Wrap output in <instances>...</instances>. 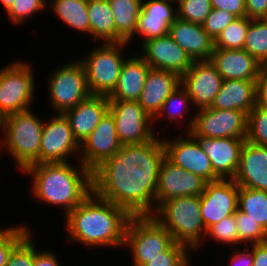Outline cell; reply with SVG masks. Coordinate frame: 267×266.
<instances>
[{
	"mask_svg": "<svg viewBox=\"0 0 267 266\" xmlns=\"http://www.w3.org/2000/svg\"><path fill=\"white\" fill-rule=\"evenodd\" d=\"M238 228L239 243L245 246L267 241V232L239 209L234 214Z\"/></svg>",
	"mask_w": 267,
	"mask_h": 266,
	"instance_id": "obj_36",
	"label": "cell"
},
{
	"mask_svg": "<svg viewBox=\"0 0 267 266\" xmlns=\"http://www.w3.org/2000/svg\"><path fill=\"white\" fill-rule=\"evenodd\" d=\"M174 242L153 216H132L125 232L124 248L131 250L132 266H143Z\"/></svg>",
	"mask_w": 267,
	"mask_h": 266,
	"instance_id": "obj_7",
	"label": "cell"
},
{
	"mask_svg": "<svg viewBox=\"0 0 267 266\" xmlns=\"http://www.w3.org/2000/svg\"><path fill=\"white\" fill-rule=\"evenodd\" d=\"M257 98L256 104L267 110V67H264L256 82Z\"/></svg>",
	"mask_w": 267,
	"mask_h": 266,
	"instance_id": "obj_47",
	"label": "cell"
},
{
	"mask_svg": "<svg viewBox=\"0 0 267 266\" xmlns=\"http://www.w3.org/2000/svg\"><path fill=\"white\" fill-rule=\"evenodd\" d=\"M190 253H188L178 264H176L175 266H191L190 264Z\"/></svg>",
	"mask_w": 267,
	"mask_h": 266,
	"instance_id": "obj_50",
	"label": "cell"
},
{
	"mask_svg": "<svg viewBox=\"0 0 267 266\" xmlns=\"http://www.w3.org/2000/svg\"><path fill=\"white\" fill-rule=\"evenodd\" d=\"M174 8L177 5L166 0H144L134 37L142 36L143 44L168 35L170 25L177 19V9Z\"/></svg>",
	"mask_w": 267,
	"mask_h": 266,
	"instance_id": "obj_20",
	"label": "cell"
},
{
	"mask_svg": "<svg viewBox=\"0 0 267 266\" xmlns=\"http://www.w3.org/2000/svg\"><path fill=\"white\" fill-rule=\"evenodd\" d=\"M54 115L43 124L39 163L69 162L72 153L76 158L80 154V145L72 134L68 119L64 114Z\"/></svg>",
	"mask_w": 267,
	"mask_h": 266,
	"instance_id": "obj_12",
	"label": "cell"
},
{
	"mask_svg": "<svg viewBox=\"0 0 267 266\" xmlns=\"http://www.w3.org/2000/svg\"><path fill=\"white\" fill-rule=\"evenodd\" d=\"M183 137L169 140L166 137L161 139L165 149V157L184 170L198 175L206 182H213L221 179L214 171L210 159L202 150L197 140L189 133L185 132ZM166 138V139H165Z\"/></svg>",
	"mask_w": 267,
	"mask_h": 266,
	"instance_id": "obj_13",
	"label": "cell"
},
{
	"mask_svg": "<svg viewBox=\"0 0 267 266\" xmlns=\"http://www.w3.org/2000/svg\"><path fill=\"white\" fill-rule=\"evenodd\" d=\"M238 209L267 232V191L239 187Z\"/></svg>",
	"mask_w": 267,
	"mask_h": 266,
	"instance_id": "obj_31",
	"label": "cell"
},
{
	"mask_svg": "<svg viewBox=\"0 0 267 266\" xmlns=\"http://www.w3.org/2000/svg\"><path fill=\"white\" fill-rule=\"evenodd\" d=\"M30 232L27 225L0 228V266H6L12 249Z\"/></svg>",
	"mask_w": 267,
	"mask_h": 266,
	"instance_id": "obj_40",
	"label": "cell"
},
{
	"mask_svg": "<svg viewBox=\"0 0 267 266\" xmlns=\"http://www.w3.org/2000/svg\"><path fill=\"white\" fill-rule=\"evenodd\" d=\"M230 258L229 266H252L254 262L252 245L245 246L243 250L234 247L233 256Z\"/></svg>",
	"mask_w": 267,
	"mask_h": 266,
	"instance_id": "obj_45",
	"label": "cell"
},
{
	"mask_svg": "<svg viewBox=\"0 0 267 266\" xmlns=\"http://www.w3.org/2000/svg\"><path fill=\"white\" fill-rule=\"evenodd\" d=\"M108 111V97L90 95L77 106L64 113L70 123L72 134L79 145L91 134Z\"/></svg>",
	"mask_w": 267,
	"mask_h": 266,
	"instance_id": "obj_24",
	"label": "cell"
},
{
	"mask_svg": "<svg viewBox=\"0 0 267 266\" xmlns=\"http://www.w3.org/2000/svg\"><path fill=\"white\" fill-rule=\"evenodd\" d=\"M222 82V76L210 60L194 61L181 77V85L187 90L192 107H197V110L212 106Z\"/></svg>",
	"mask_w": 267,
	"mask_h": 266,
	"instance_id": "obj_17",
	"label": "cell"
},
{
	"mask_svg": "<svg viewBox=\"0 0 267 266\" xmlns=\"http://www.w3.org/2000/svg\"><path fill=\"white\" fill-rule=\"evenodd\" d=\"M43 124L31 109L4 116L0 121L1 133L4 132L0 137V153H9L21 171L39 164Z\"/></svg>",
	"mask_w": 267,
	"mask_h": 266,
	"instance_id": "obj_4",
	"label": "cell"
},
{
	"mask_svg": "<svg viewBox=\"0 0 267 266\" xmlns=\"http://www.w3.org/2000/svg\"><path fill=\"white\" fill-rule=\"evenodd\" d=\"M109 112L122 145L146 143L156 136L153 119L138 101L109 100Z\"/></svg>",
	"mask_w": 267,
	"mask_h": 266,
	"instance_id": "obj_11",
	"label": "cell"
},
{
	"mask_svg": "<svg viewBox=\"0 0 267 266\" xmlns=\"http://www.w3.org/2000/svg\"><path fill=\"white\" fill-rule=\"evenodd\" d=\"M121 147L115 120L108 111L91 134L80 144L78 161L93 171L102 162L113 157Z\"/></svg>",
	"mask_w": 267,
	"mask_h": 266,
	"instance_id": "obj_15",
	"label": "cell"
},
{
	"mask_svg": "<svg viewBox=\"0 0 267 266\" xmlns=\"http://www.w3.org/2000/svg\"><path fill=\"white\" fill-rule=\"evenodd\" d=\"M191 250L184 244L173 242L159 256L151 259L143 266H175L178 264Z\"/></svg>",
	"mask_w": 267,
	"mask_h": 266,
	"instance_id": "obj_43",
	"label": "cell"
},
{
	"mask_svg": "<svg viewBox=\"0 0 267 266\" xmlns=\"http://www.w3.org/2000/svg\"><path fill=\"white\" fill-rule=\"evenodd\" d=\"M189 118L186 130L192 136L206 138L236 137L246 138L247 114L239 110L204 108L195 110Z\"/></svg>",
	"mask_w": 267,
	"mask_h": 266,
	"instance_id": "obj_10",
	"label": "cell"
},
{
	"mask_svg": "<svg viewBox=\"0 0 267 266\" xmlns=\"http://www.w3.org/2000/svg\"><path fill=\"white\" fill-rule=\"evenodd\" d=\"M190 104L192 105V100L189 97L187 90L180 85L164 101L160 112L153 119V126L156 125L155 123H157V120L159 121L162 116L169 117L167 119L171 122V124L172 122L175 124V121H177L178 124L181 116L185 117L187 112L191 110L189 109ZM159 116H161V118Z\"/></svg>",
	"mask_w": 267,
	"mask_h": 266,
	"instance_id": "obj_33",
	"label": "cell"
},
{
	"mask_svg": "<svg viewBox=\"0 0 267 266\" xmlns=\"http://www.w3.org/2000/svg\"><path fill=\"white\" fill-rule=\"evenodd\" d=\"M246 141L267 147V110L257 104L247 114Z\"/></svg>",
	"mask_w": 267,
	"mask_h": 266,
	"instance_id": "obj_35",
	"label": "cell"
},
{
	"mask_svg": "<svg viewBox=\"0 0 267 266\" xmlns=\"http://www.w3.org/2000/svg\"><path fill=\"white\" fill-rule=\"evenodd\" d=\"M166 1L172 2V3L177 5L181 0H166Z\"/></svg>",
	"mask_w": 267,
	"mask_h": 266,
	"instance_id": "obj_52",
	"label": "cell"
},
{
	"mask_svg": "<svg viewBox=\"0 0 267 266\" xmlns=\"http://www.w3.org/2000/svg\"><path fill=\"white\" fill-rule=\"evenodd\" d=\"M257 81L223 80L211 108L239 110L246 114L256 105Z\"/></svg>",
	"mask_w": 267,
	"mask_h": 266,
	"instance_id": "obj_27",
	"label": "cell"
},
{
	"mask_svg": "<svg viewBox=\"0 0 267 266\" xmlns=\"http://www.w3.org/2000/svg\"><path fill=\"white\" fill-rule=\"evenodd\" d=\"M177 6V18L201 25L213 9L210 0H181Z\"/></svg>",
	"mask_w": 267,
	"mask_h": 266,
	"instance_id": "obj_38",
	"label": "cell"
},
{
	"mask_svg": "<svg viewBox=\"0 0 267 266\" xmlns=\"http://www.w3.org/2000/svg\"><path fill=\"white\" fill-rule=\"evenodd\" d=\"M45 8H49L47 0H14L6 14L9 16L10 22L22 25L34 13L44 11Z\"/></svg>",
	"mask_w": 267,
	"mask_h": 266,
	"instance_id": "obj_39",
	"label": "cell"
},
{
	"mask_svg": "<svg viewBox=\"0 0 267 266\" xmlns=\"http://www.w3.org/2000/svg\"><path fill=\"white\" fill-rule=\"evenodd\" d=\"M254 262L252 266H267V241L252 245Z\"/></svg>",
	"mask_w": 267,
	"mask_h": 266,
	"instance_id": "obj_49",
	"label": "cell"
},
{
	"mask_svg": "<svg viewBox=\"0 0 267 266\" xmlns=\"http://www.w3.org/2000/svg\"><path fill=\"white\" fill-rule=\"evenodd\" d=\"M236 18L235 15L224 10L212 9L208 17L202 23V27L214 41Z\"/></svg>",
	"mask_w": 267,
	"mask_h": 266,
	"instance_id": "obj_42",
	"label": "cell"
},
{
	"mask_svg": "<svg viewBox=\"0 0 267 266\" xmlns=\"http://www.w3.org/2000/svg\"><path fill=\"white\" fill-rule=\"evenodd\" d=\"M71 241L85 246L122 247L127 224L132 217L124 208L103 200L93 192L64 216Z\"/></svg>",
	"mask_w": 267,
	"mask_h": 266,
	"instance_id": "obj_2",
	"label": "cell"
},
{
	"mask_svg": "<svg viewBox=\"0 0 267 266\" xmlns=\"http://www.w3.org/2000/svg\"><path fill=\"white\" fill-rule=\"evenodd\" d=\"M131 56L125 59L116 88L108 97L109 100H139L151 67L139 54Z\"/></svg>",
	"mask_w": 267,
	"mask_h": 266,
	"instance_id": "obj_26",
	"label": "cell"
},
{
	"mask_svg": "<svg viewBox=\"0 0 267 266\" xmlns=\"http://www.w3.org/2000/svg\"><path fill=\"white\" fill-rule=\"evenodd\" d=\"M246 17L267 19V0H246Z\"/></svg>",
	"mask_w": 267,
	"mask_h": 266,
	"instance_id": "obj_46",
	"label": "cell"
},
{
	"mask_svg": "<svg viewBox=\"0 0 267 266\" xmlns=\"http://www.w3.org/2000/svg\"><path fill=\"white\" fill-rule=\"evenodd\" d=\"M77 163L76 167L69 162L31 164L22 172L32 177L35 199L62 206L66 216L93 192L92 171Z\"/></svg>",
	"mask_w": 267,
	"mask_h": 266,
	"instance_id": "obj_3",
	"label": "cell"
},
{
	"mask_svg": "<svg viewBox=\"0 0 267 266\" xmlns=\"http://www.w3.org/2000/svg\"><path fill=\"white\" fill-rule=\"evenodd\" d=\"M243 49L263 67H267V19L251 20Z\"/></svg>",
	"mask_w": 267,
	"mask_h": 266,
	"instance_id": "obj_32",
	"label": "cell"
},
{
	"mask_svg": "<svg viewBox=\"0 0 267 266\" xmlns=\"http://www.w3.org/2000/svg\"><path fill=\"white\" fill-rule=\"evenodd\" d=\"M88 0H47L50 8L64 24L90 37Z\"/></svg>",
	"mask_w": 267,
	"mask_h": 266,
	"instance_id": "obj_30",
	"label": "cell"
},
{
	"mask_svg": "<svg viewBox=\"0 0 267 266\" xmlns=\"http://www.w3.org/2000/svg\"><path fill=\"white\" fill-rule=\"evenodd\" d=\"M32 64L15 60L0 69V120L7 115L31 109L36 91Z\"/></svg>",
	"mask_w": 267,
	"mask_h": 266,
	"instance_id": "obj_8",
	"label": "cell"
},
{
	"mask_svg": "<svg viewBox=\"0 0 267 266\" xmlns=\"http://www.w3.org/2000/svg\"><path fill=\"white\" fill-rule=\"evenodd\" d=\"M239 186L233 179L206 182L200 195V214L206 230L238 209Z\"/></svg>",
	"mask_w": 267,
	"mask_h": 266,
	"instance_id": "obj_14",
	"label": "cell"
},
{
	"mask_svg": "<svg viewBox=\"0 0 267 266\" xmlns=\"http://www.w3.org/2000/svg\"><path fill=\"white\" fill-rule=\"evenodd\" d=\"M165 149L161 138L122 145L92 171L93 193L124 208L131 216H152Z\"/></svg>",
	"mask_w": 267,
	"mask_h": 266,
	"instance_id": "obj_1",
	"label": "cell"
},
{
	"mask_svg": "<svg viewBox=\"0 0 267 266\" xmlns=\"http://www.w3.org/2000/svg\"><path fill=\"white\" fill-rule=\"evenodd\" d=\"M168 34L188 53L193 61L211 59L214 41L201 24L183 21L177 18L170 25Z\"/></svg>",
	"mask_w": 267,
	"mask_h": 266,
	"instance_id": "obj_25",
	"label": "cell"
},
{
	"mask_svg": "<svg viewBox=\"0 0 267 266\" xmlns=\"http://www.w3.org/2000/svg\"><path fill=\"white\" fill-rule=\"evenodd\" d=\"M251 20L248 17L236 18L214 40V49H243Z\"/></svg>",
	"mask_w": 267,
	"mask_h": 266,
	"instance_id": "obj_34",
	"label": "cell"
},
{
	"mask_svg": "<svg viewBox=\"0 0 267 266\" xmlns=\"http://www.w3.org/2000/svg\"><path fill=\"white\" fill-rule=\"evenodd\" d=\"M115 21V42H133L143 0H108Z\"/></svg>",
	"mask_w": 267,
	"mask_h": 266,
	"instance_id": "obj_28",
	"label": "cell"
},
{
	"mask_svg": "<svg viewBox=\"0 0 267 266\" xmlns=\"http://www.w3.org/2000/svg\"><path fill=\"white\" fill-rule=\"evenodd\" d=\"M207 236L214 239L215 242L222 244H228V246H240L238 240V228L236 219L233 215L223 218L220 222L213 224L207 229Z\"/></svg>",
	"mask_w": 267,
	"mask_h": 266,
	"instance_id": "obj_37",
	"label": "cell"
},
{
	"mask_svg": "<svg viewBox=\"0 0 267 266\" xmlns=\"http://www.w3.org/2000/svg\"><path fill=\"white\" fill-rule=\"evenodd\" d=\"M213 9H221L235 15L246 17V0H210Z\"/></svg>",
	"mask_w": 267,
	"mask_h": 266,
	"instance_id": "obj_44",
	"label": "cell"
},
{
	"mask_svg": "<svg viewBox=\"0 0 267 266\" xmlns=\"http://www.w3.org/2000/svg\"><path fill=\"white\" fill-rule=\"evenodd\" d=\"M210 159L213 171L221 179H233L240 164V153L245 138H206L193 136Z\"/></svg>",
	"mask_w": 267,
	"mask_h": 266,
	"instance_id": "obj_19",
	"label": "cell"
},
{
	"mask_svg": "<svg viewBox=\"0 0 267 266\" xmlns=\"http://www.w3.org/2000/svg\"><path fill=\"white\" fill-rule=\"evenodd\" d=\"M128 45L127 42H100L87 56H82L83 59L79 57L85 68L91 95L109 97L112 94L127 58L122 54Z\"/></svg>",
	"mask_w": 267,
	"mask_h": 266,
	"instance_id": "obj_6",
	"label": "cell"
},
{
	"mask_svg": "<svg viewBox=\"0 0 267 266\" xmlns=\"http://www.w3.org/2000/svg\"><path fill=\"white\" fill-rule=\"evenodd\" d=\"M31 231L12 249L6 266H33L34 238Z\"/></svg>",
	"mask_w": 267,
	"mask_h": 266,
	"instance_id": "obj_41",
	"label": "cell"
},
{
	"mask_svg": "<svg viewBox=\"0 0 267 266\" xmlns=\"http://www.w3.org/2000/svg\"><path fill=\"white\" fill-rule=\"evenodd\" d=\"M14 0H0V3L3 5V7L5 8V11H7L12 3H13Z\"/></svg>",
	"mask_w": 267,
	"mask_h": 266,
	"instance_id": "obj_51",
	"label": "cell"
},
{
	"mask_svg": "<svg viewBox=\"0 0 267 266\" xmlns=\"http://www.w3.org/2000/svg\"><path fill=\"white\" fill-rule=\"evenodd\" d=\"M53 70L49 79L47 77V86L50 106L57 114H64L91 95L85 68L79 58Z\"/></svg>",
	"mask_w": 267,
	"mask_h": 266,
	"instance_id": "obj_9",
	"label": "cell"
},
{
	"mask_svg": "<svg viewBox=\"0 0 267 266\" xmlns=\"http://www.w3.org/2000/svg\"><path fill=\"white\" fill-rule=\"evenodd\" d=\"M181 85V77L170 71L150 68L138 103L154 119L164 101Z\"/></svg>",
	"mask_w": 267,
	"mask_h": 266,
	"instance_id": "obj_23",
	"label": "cell"
},
{
	"mask_svg": "<svg viewBox=\"0 0 267 266\" xmlns=\"http://www.w3.org/2000/svg\"><path fill=\"white\" fill-rule=\"evenodd\" d=\"M33 266H61L58 256L52 250H36L34 246V264Z\"/></svg>",
	"mask_w": 267,
	"mask_h": 266,
	"instance_id": "obj_48",
	"label": "cell"
},
{
	"mask_svg": "<svg viewBox=\"0 0 267 266\" xmlns=\"http://www.w3.org/2000/svg\"><path fill=\"white\" fill-rule=\"evenodd\" d=\"M233 180L239 187L267 191V147L245 141Z\"/></svg>",
	"mask_w": 267,
	"mask_h": 266,
	"instance_id": "obj_22",
	"label": "cell"
},
{
	"mask_svg": "<svg viewBox=\"0 0 267 266\" xmlns=\"http://www.w3.org/2000/svg\"><path fill=\"white\" fill-rule=\"evenodd\" d=\"M138 53L154 69L174 72L182 77L192 66L193 60L170 36L165 35L141 44Z\"/></svg>",
	"mask_w": 267,
	"mask_h": 266,
	"instance_id": "obj_18",
	"label": "cell"
},
{
	"mask_svg": "<svg viewBox=\"0 0 267 266\" xmlns=\"http://www.w3.org/2000/svg\"><path fill=\"white\" fill-rule=\"evenodd\" d=\"M210 61L223 80L257 81L264 68L244 49H213Z\"/></svg>",
	"mask_w": 267,
	"mask_h": 266,
	"instance_id": "obj_21",
	"label": "cell"
},
{
	"mask_svg": "<svg viewBox=\"0 0 267 266\" xmlns=\"http://www.w3.org/2000/svg\"><path fill=\"white\" fill-rule=\"evenodd\" d=\"M205 185L206 181L201 177L176 166L165 157L159 169L156 208L172 198L200 196Z\"/></svg>",
	"mask_w": 267,
	"mask_h": 266,
	"instance_id": "obj_16",
	"label": "cell"
},
{
	"mask_svg": "<svg viewBox=\"0 0 267 266\" xmlns=\"http://www.w3.org/2000/svg\"><path fill=\"white\" fill-rule=\"evenodd\" d=\"M90 36L95 42H115V21L108 0H88Z\"/></svg>",
	"mask_w": 267,
	"mask_h": 266,
	"instance_id": "obj_29",
	"label": "cell"
},
{
	"mask_svg": "<svg viewBox=\"0 0 267 266\" xmlns=\"http://www.w3.org/2000/svg\"><path fill=\"white\" fill-rule=\"evenodd\" d=\"M200 196L177 197L164 201L152 215L172 236L192 252L201 250L206 228L200 214Z\"/></svg>",
	"mask_w": 267,
	"mask_h": 266,
	"instance_id": "obj_5",
	"label": "cell"
}]
</instances>
